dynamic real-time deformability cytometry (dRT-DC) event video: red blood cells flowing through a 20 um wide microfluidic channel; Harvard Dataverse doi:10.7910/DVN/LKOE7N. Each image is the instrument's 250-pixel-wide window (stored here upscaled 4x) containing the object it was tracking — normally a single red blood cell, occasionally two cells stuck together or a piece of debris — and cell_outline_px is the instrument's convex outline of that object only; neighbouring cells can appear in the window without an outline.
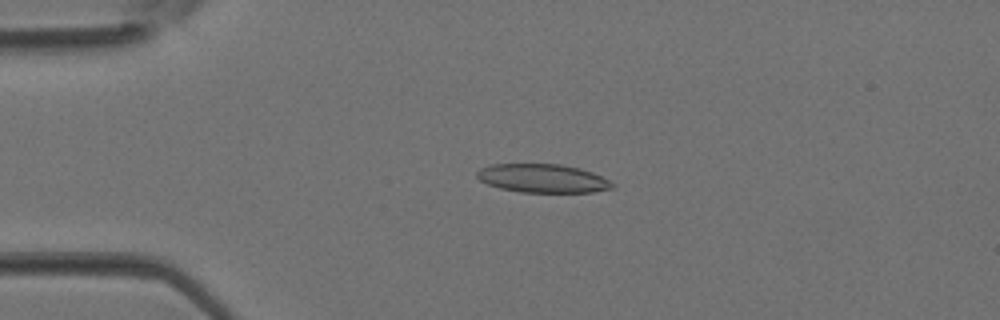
{"species": "Egyptian fruit bat (a non-hibernating species)", "species_latin": "Rousettus aegyptiacus", "temperature_condition": "room temperature", "stored_images_in_passage": 4, "camera_frame_rate_fps": 3000, "um_per_image_px": 0.085, "animal": {"sex": "female"}, "frame": {"image": 1, "passage_image": 3, "time_ms": 0.667, "image_size_px": [1000, 320], "cell_outline_px": [[616, 184], [612, 188], [592, 192], [520, 192], [500, 188], [488, 184], [480, 180], [476, 176], [476, 172], [480, 168], [492, 164], [560, 164], [580, 168], [592, 172]], "centroid_in_image_um": [46.11, 15.15], "position_along_channel_um": 38.9, "area_um2": 22.48}}
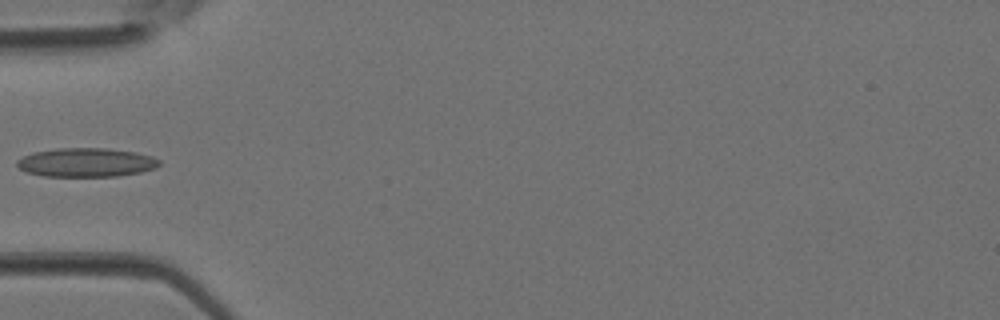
{"frame": {"image": 2, "passage_image": 4, "time_ms": 1.0, "image_size_px": [1000, 320], "cell_outline_px": [[160, 164], [156, 168], [140, 172], [116, 176], [44, 176], [28, 172], [20, 168], [16, 164], [16, 160], [32, 152], [56, 148], [108, 148], [136, 152], [152, 156], [160, 160]], "centroid_in_image_um": [7.34, 13.8], "position_along_channel_um": 77.7, "area_um2": 23.99}}